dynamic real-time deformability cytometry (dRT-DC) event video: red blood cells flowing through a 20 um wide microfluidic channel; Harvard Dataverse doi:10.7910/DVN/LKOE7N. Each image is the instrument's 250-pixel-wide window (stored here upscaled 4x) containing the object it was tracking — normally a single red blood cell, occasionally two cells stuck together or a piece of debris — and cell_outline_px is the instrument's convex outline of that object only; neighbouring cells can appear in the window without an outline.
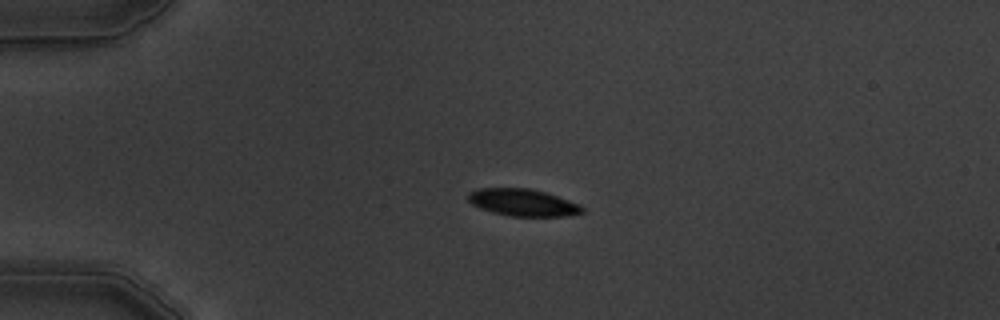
{"species": "common noctule bat (a hibernating species)", "species_latin": "Nyctalus noctula", "temperature_condition": "warm", "stored_images_in_passage": 7, "camera_frame_rate_fps": 3000, "um_per_image_px": 0.085, "animal": {"sex": "male", "body_mass_g": 19.5, "forearm_length_mm": 54.6}, "frame": {"image": 1, "passage_image": 5, "time_ms": 4.667, "image_size_px": [1000, 320], "cell_outline_px": [[584, 212], [564, 216], [512, 216], [492, 212], [480, 208], [472, 204], [468, 200], [468, 192], [476, 188], [528, 188], [544, 192], [580, 204], [584, 208]], "centroid_in_image_um": [44.41, 17.21], "position_along_channel_um": 40.6, "area_um2": 17.92}}